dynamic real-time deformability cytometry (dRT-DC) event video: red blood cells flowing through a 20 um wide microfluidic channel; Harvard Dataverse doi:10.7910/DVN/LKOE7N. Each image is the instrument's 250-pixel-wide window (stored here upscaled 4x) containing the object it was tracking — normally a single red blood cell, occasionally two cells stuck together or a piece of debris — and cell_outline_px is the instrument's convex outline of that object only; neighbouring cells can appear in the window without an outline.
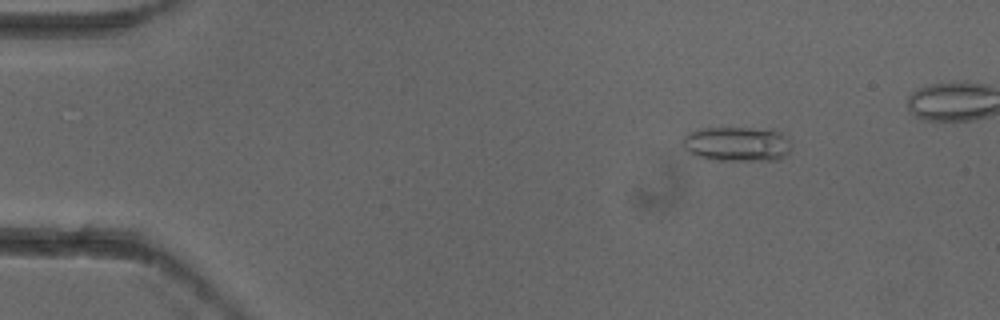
{"species": "common noctule bat (a hibernating species)", "species_latin": "Nyctalus noctula", "temperature_condition": "cold", "stored_images_in_passage": 6, "camera_frame_rate_fps": 3000, "um_per_image_px": 0.085, "animal": {"sex": "female"}, "frame": {"image": 1, "passage_image": 3, "time_ms": 0.667, "image_size_px": [1000, 320], "cell_outline_px": [[788, 152], [780, 160], [708, 160], [696, 156], [688, 152], [684, 148], [680, 140], [688, 132], [704, 128], [772, 128], [780, 132], [788, 140]], "centroid_in_image_um": [62.59, 12.24], "position_along_channel_um": 22.4, "area_um2": 22.2}}